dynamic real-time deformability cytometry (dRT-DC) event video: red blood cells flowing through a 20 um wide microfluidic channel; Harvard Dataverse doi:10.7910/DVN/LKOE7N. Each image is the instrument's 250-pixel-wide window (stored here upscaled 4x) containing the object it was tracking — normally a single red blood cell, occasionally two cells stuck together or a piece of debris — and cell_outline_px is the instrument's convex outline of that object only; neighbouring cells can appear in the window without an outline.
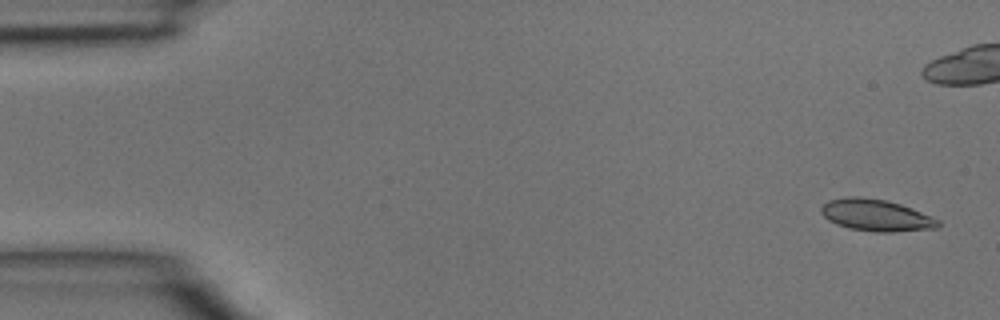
{"species": "common noctule bat (a hibernating species)", "species_latin": "Nyctalus noctula", "temperature_condition": "room temperature", "stored_images_in_passage": 4, "camera_frame_rate_fps": 3000, "um_per_image_px": 0.085, "animal": {"sex": "male", "body_mass_g": 15.6}, "frame": {"image": 1, "passage_image": 1, "time_ms": 0.0, "image_size_px": [1000, 320], "cell_outline_px": [[940, 224], [936, 228], [896, 232], [876, 232], [848, 228], [836, 224], [828, 220], [820, 212], [820, 208], [828, 200], [848, 196], [860, 196], [884, 200], [900, 204], [912, 208], [932, 216], [940, 220]], "centroid_in_image_um": [74.46, 18.29], "position_along_channel_um": 10.5, "area_um2": 21.79}}